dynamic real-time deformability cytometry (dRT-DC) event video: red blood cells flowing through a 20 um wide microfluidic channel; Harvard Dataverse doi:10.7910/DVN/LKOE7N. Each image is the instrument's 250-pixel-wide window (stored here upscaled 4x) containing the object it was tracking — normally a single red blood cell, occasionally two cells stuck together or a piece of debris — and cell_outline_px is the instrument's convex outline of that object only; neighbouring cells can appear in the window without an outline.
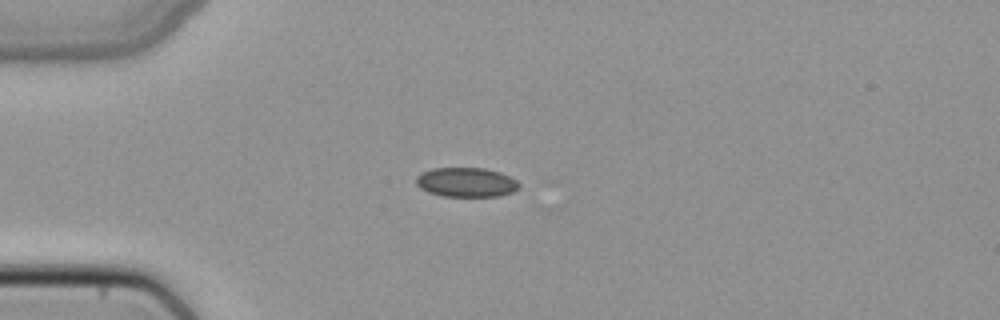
{"species": "common noctule bat (a hibernating species)", "species_latin": "Nyctalus noctula", "temperature_condition": "cold", "stored_images_in_passage": 3, "camera_frame_rate_fps": 3000, "um_per_image_px": 0.085, "animal": {"sex": "female", "body_mass_g": 22.7, "forearm_length_mm": 54.2}, "frame": {"image": 1, "passage_image": 1, "time_ms": 0.0, "image_size_px": [1000, 320], "cell_outline_px": [[520, 188], [512, 192], [496, 196], [444, 196], [428, 192], [420, 188], [416, 184], [416, 176], [420, 172], [432, 168], [484, 168], [500, 172], [516, 180], [520, 184]], "centroid_in_image_um": [39.61, 15.48], "position_along_channel_um": 45.4, "area_um2": 17.69}}